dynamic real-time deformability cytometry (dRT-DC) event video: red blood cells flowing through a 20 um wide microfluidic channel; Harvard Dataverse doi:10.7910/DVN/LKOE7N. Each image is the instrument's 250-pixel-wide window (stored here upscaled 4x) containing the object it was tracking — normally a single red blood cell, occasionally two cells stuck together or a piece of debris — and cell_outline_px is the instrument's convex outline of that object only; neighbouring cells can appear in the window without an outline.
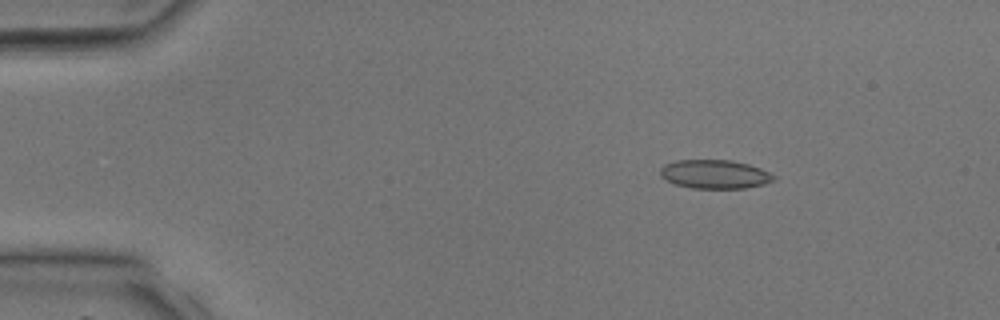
{"species": "common noctule bat (a hibernating species)", "species_latin": "Nyctalus noctula", "temperature_condition": "room temperature", "stored_images_in_passage": 11, "camera_frame_rate_fps": 3000, "um_per_image_px": 0.085, "animal": {"sex": "male", "body_mass_g": 17.9, "forearm_length_mm": 54.2}, "frame": {"image": 1, "passage_image": 4, "time_ms": 1.0, "image_size_px": [1000, 320], "cell_outline_px": [[776, 180], [764, 184], [744, 188], [692, 188], [676, 184], [660, 176], [660, 168], [664, 164], [676, 160], [732, 160], [748, 164], [760, 168], [776, 176]], "centroid_in_image_um": [60.76, 14.8], "position_along_channel_um": 24.2, "area_um2": 19.02}}
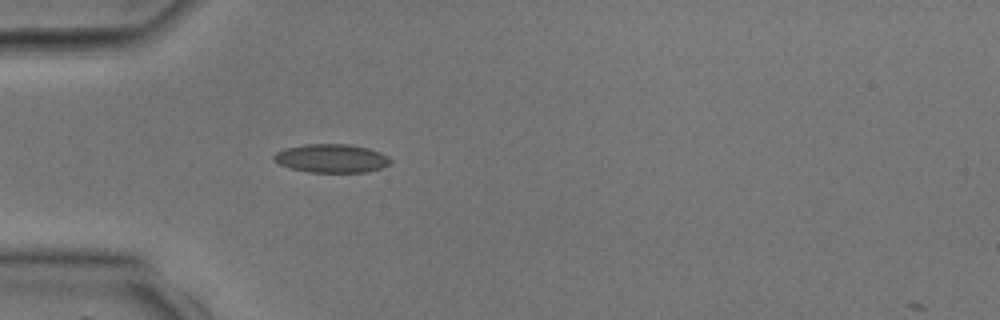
{"frame": {"image": 2, "passage_image": 10, "time_ms": 3.0, "image_size_px": [1000, 320], "cell_outline_px": [[392, 164], [368, 172], [308, 172], [292, 168], [280, 164], [272, 160], [272, 156], [276, 152], [284, 148], [304, 144], [348, 144], [368, 148], [380, 152], [388, 156], [392, 160]], "centroid_in_image_um": [28.18, 13.45], "position_along_channel_um": 56.8, "area_um2": 19.54}}